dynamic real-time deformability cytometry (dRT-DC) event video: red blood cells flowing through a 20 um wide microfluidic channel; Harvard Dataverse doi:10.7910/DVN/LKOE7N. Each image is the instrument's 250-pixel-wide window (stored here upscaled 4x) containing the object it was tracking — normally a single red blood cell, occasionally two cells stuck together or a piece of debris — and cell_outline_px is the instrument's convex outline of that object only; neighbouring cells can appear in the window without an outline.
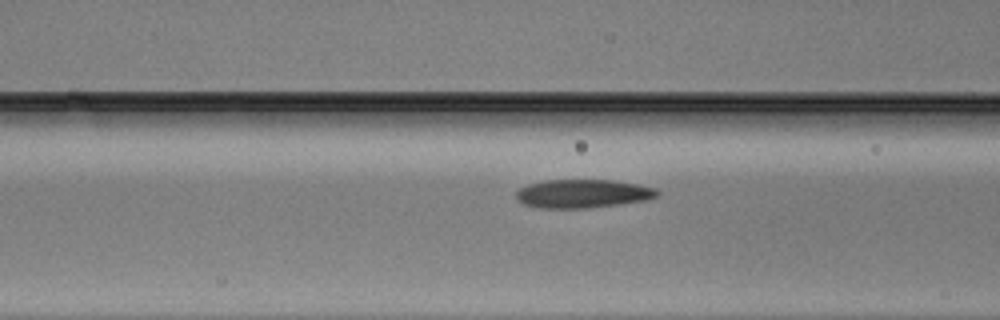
{"species": "Egyptian fruit bat (a non-hibernating species)", "species_latin": "Rousettus aegyptiacus", "temperature_condition": "warm", "stored_images_in_passage": 19, "camera_frame_rate_fps": 3000, "um_per_image_px": 0.085, "animal": {"sex": "male"}, "frame": {"image": 1, "passage_image": 17, "time_ms": 5.333, "image_size_px": [1000, 320], "cell_outline_px": [[660, 192], [656, 196], [644, 200], [588, 208], [536, 208], [524, 204], [516, 200], [516, 192], [520, 188], [528, 184], [544, 180], [612, 180], [636, 184], [656, 188]], "centroid_in_image_um": [49.47, 16.46], "position_along_channel_um": 117.1, "area_um2": 23.35}}